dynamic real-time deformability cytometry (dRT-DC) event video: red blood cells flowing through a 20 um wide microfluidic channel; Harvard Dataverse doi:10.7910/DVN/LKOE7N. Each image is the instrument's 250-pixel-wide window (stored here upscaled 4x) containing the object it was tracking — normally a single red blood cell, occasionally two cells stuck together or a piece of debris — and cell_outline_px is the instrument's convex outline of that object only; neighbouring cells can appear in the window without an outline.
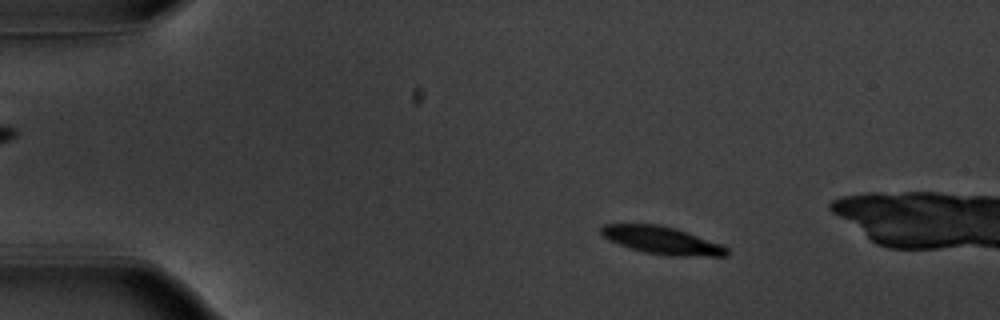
{"species": "common noctule bat (a hibernating species)", "species_latin": "Nyctalus noctula", "temperature_condition": "warm", "stored_images_in_passage": 17, "camera_frame_rate_fps": 3000, "um_per_image_px": 0.085, "animal": {"sex": "male", "body_mass_g": 20.1, "forearm_length_mm": 53.5}, "frame": {"image": 1, "passage_image": 9, "time_ms": 2.667, "image_size_px": [1000, 320], "cell_outline_px": [[728, 256], [668, 256], [644, 252], [608, 240], [600, 232], [600, 228], [604, 224], [660, 224], [676, 228], [720, 244], [728, 248]], "centroid_in_image_um": [56.27, 20.43], "position_along_channel_um": 28.7, "area_um2": 20.11}}